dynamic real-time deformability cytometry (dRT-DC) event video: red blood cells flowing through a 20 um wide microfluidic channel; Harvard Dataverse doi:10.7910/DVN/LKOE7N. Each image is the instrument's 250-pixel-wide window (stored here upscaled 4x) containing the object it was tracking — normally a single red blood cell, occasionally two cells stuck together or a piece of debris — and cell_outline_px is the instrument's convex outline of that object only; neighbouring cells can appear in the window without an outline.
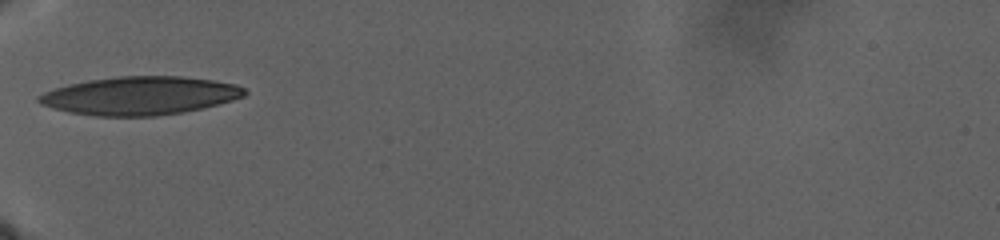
{"species": "human", "species_latin": "Homo sapiens", "temperature_condition": "warm", "stored_images_in_passage": 5, "camera_frame_rate_fps": 3000, "um_per_image_px": 0.085, "donor": {"sex": "male"}, "frame": {"image": 1, "passage_image": 1, "time_ms": 0.0, "image_size_px": [1000, 240], "cell_outline_px": [[248, 92], [244, 96], [232, 100], [184, 112], [156, 116], [96, 116], [68, 112], [52, 108], [40, 104], [36, 100], [36, 96], [44, 92], [68, 84], [88, 80], [116, 76], [184, 76], [212, 80], [236, 84], [244, 88]], "centroid_in_image_um": [11.86, 8.13], "position_along_channel_um": 73.1, "area_um2": 46.01}}